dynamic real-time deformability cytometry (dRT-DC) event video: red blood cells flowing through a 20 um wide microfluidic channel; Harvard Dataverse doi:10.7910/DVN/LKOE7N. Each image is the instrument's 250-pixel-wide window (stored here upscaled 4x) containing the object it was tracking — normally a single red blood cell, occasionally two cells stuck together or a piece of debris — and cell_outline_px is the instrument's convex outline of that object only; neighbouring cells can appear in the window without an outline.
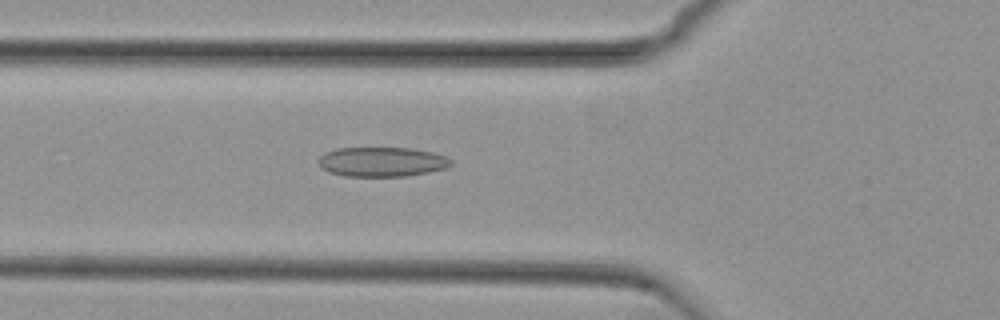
{"species": "common noctule bat (a hibernating species)", "species_latin": "Nyctalus noctula", "temperature_condition": "cold", "stored_images_in_passage": 54, "camera_frame_rate_fps": 3000, "um_per_image_px": 0.085, "animal": {"sex": "female", "body_mass_g": 29.2, "forearm_length_mm": 56.3}, "frame": {"image": 1, "passage_image": 19, "time_ms": 6.0, "image_size_px": [1000, 320], "cell_outline_px": [[452, 164], [444, 168], [428, 172], [408, 176], [344, 176], [328, 172], [320, 168], [316, 160], [324, 152], [336, 148], [408, 148], [432, 152], [444, 156], [452, 160]], "centroid_in_image_um": [32.39, 13.76], "position_along_channel_um": 93.4, "area_um2": 22.95}}
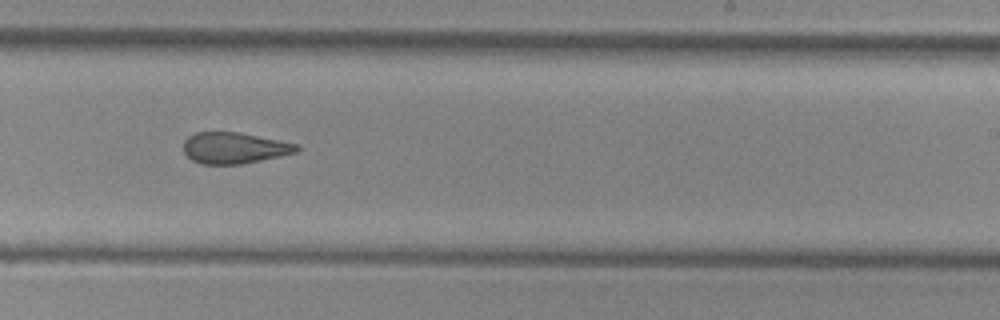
{"frame": {"image": 2, "passage_image": 33, "time_ms": 10.667, "image_size_px": [1000, 320], "cell_outline_px": [[300, 148], [296, 152], [280, 156], [244, 164], [200, 164], [192, 160], [184, 152], [184, 140], [188, 136], [196, 132], [240, 132], [296, 144]], "centroid_in_image_um": [19.88, 12.58], "position_along_channel_um": 269.1, "area_um2": 20.52}}
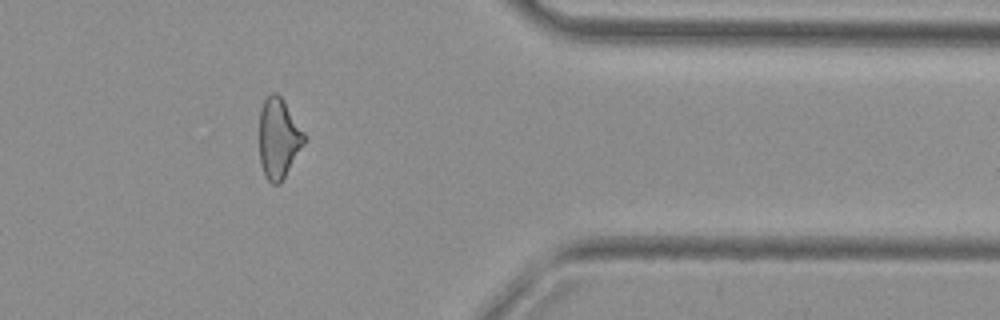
{"frame": {"image": 3, "passage_image": 44, "time_ms": 14.333, "image_size_px": [1000, 320], "cell_outline_px": [[304, 144], [280, 184], [272, 184], [264, 176], [260, 164], [260, 108], [264, 100], [272, 92], [276, 92], [284, 100], [304, 132]], "centroid_in_image_um": [23.66, 11.76], "position_along_channel_um": 387.7, "area_um2": 20.87}, "authors_computed_cell_mechanics": {"area_um2": 22.3686, "velocity_mm_per_s": 3.7595, "shape_relaxation_time_tau1_ms": null, "shape_relaxation_time_tau2_ms": 3.811, "deformation_change_tau1": null, "deformation_change_tau2": 0.1246}}